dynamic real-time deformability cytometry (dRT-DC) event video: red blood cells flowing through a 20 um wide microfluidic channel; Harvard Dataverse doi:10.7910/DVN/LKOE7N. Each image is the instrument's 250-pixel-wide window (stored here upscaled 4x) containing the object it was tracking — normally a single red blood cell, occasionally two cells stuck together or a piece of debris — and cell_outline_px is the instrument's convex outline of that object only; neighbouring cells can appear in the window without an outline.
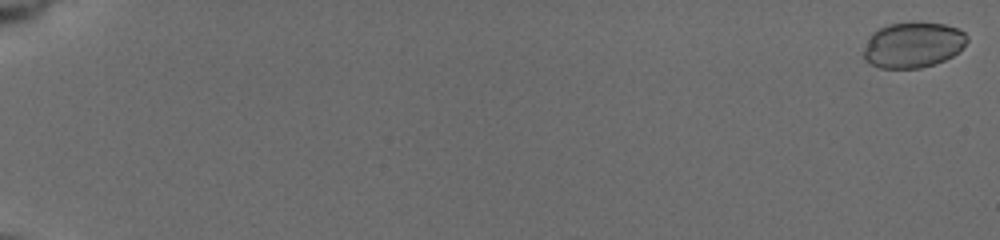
{"species": "common noctule bat (a hibernating species)", "species_latin": "Nyctalus noctula", "temperature_condition": "cold", "stored_images_in_passage": 58, "camera_frame_rate_fps": 3000, "um_per_image_px": 0.085, "animal": {"sex": "female", "body_mass_g": 19.5, "forearm_length_mm": 54.1}, "frame": {"image": 1, "passage_image": 1, "time_ms": 0.0, "image_size_px": [1000, 240], "cell_outline_px": [[968, 40], [952, 56], [944, 60], [920, 68], [880, 68], [864, 60], [864, 48], [872, 32], [888, 24], [944, 24], [956, 28], [964, 32], [968, 36]], "centroid_in_image_um": [77.58, 3.84], "position_along_channel_um": 7.4, "area_um2": 26.82}}
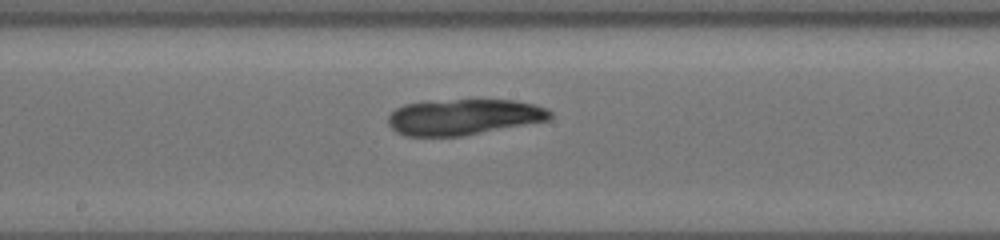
{"frame": {"image": 2, "passage_image": 34, "time_ms": 11.0, "image_size_px": [1000, 240], "cell_outline_px": [[552, 116], [548, 120], [464, 136], [404, 136], [396, 132], [388, 124], [388, 116], [396, 108], [404, 104], [456, 100], [512, 100], [536, 104], [548, 108], [552, 112]], "centroid_in_image_um": [39.43, 9.95], "position_along_channel_um": 208.8, "area_um2": 33.76}}
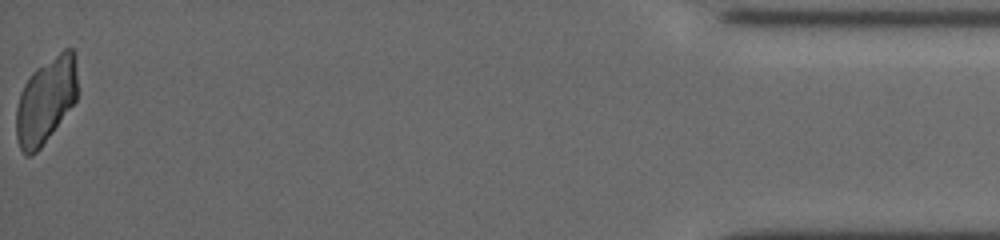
{"frame": {"image": 3, "passage_image": 58, "time_ms": 19.0, "image_size_px": [1000, 240], "cell_outline_px": [[76, 100], [40, 148], [36, 152], [28, 156], [20, 148], [16, 136], [16, 108], [20, 92], [24, 84], [32, 72], [36, 68], [64, 48], [72, 48], [76, 52]], "centroid_in_image_um": [3.89, 8.5], "position_along_channel_um": 431.3, "area_um2": 30.46}}